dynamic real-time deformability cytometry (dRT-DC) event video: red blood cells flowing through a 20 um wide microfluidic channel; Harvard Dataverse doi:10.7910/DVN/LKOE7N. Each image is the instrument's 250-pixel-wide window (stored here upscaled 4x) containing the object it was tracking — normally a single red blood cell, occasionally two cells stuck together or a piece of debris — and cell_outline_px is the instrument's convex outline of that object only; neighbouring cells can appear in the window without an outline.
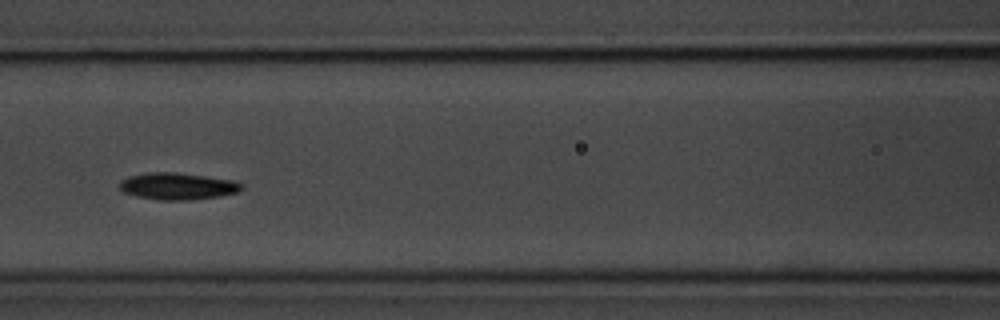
{"species": "common noctule bat (a hibernating species)", "species_latin": "Nyctalus noctula", "temperature_condition": "room temperature", "stored_images_in_passage": 9, "camera_frame_rate_fps": 3000, "um_per_image_px": 0.085, "animal": {"sex": "male", "body_mass_g": 20.1, "forearm_length_mm": 53.5}, "frame": {"image": 1, "passage_image": 6, "time_ms": 5.667, "image_size_px": [1000, 320], "cell_outline_px": [[244, 188], [236, 192], [220, 196], [188, 200], [160, 200], [136, 196], [124, 192], [120, 188], [120, 180], [128, 176], [148, 172], [176, 172], [236, 180], [244, 184]], "centroid_in_image_um": [15.12, 15.81], "position_along_channel_um": 151.5, "area_um2": 19.25}}
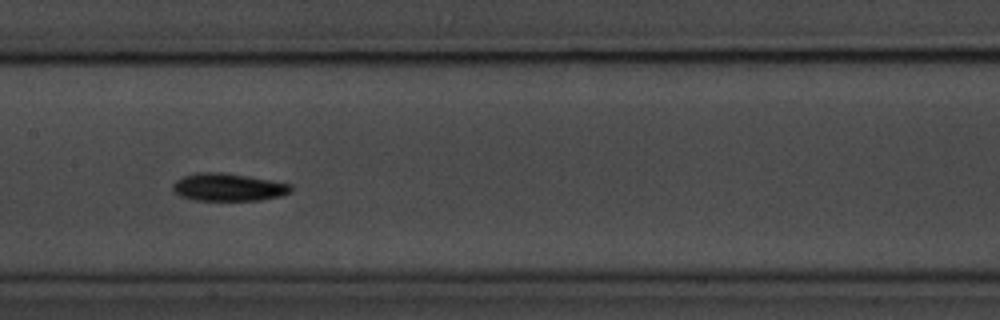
{"frame": {"image": 2, "passage_image": 7, "time_ms": 6.667, "image_size_px": [1000, 320], "cell_outline_px": [[292, 192], [280, 196], [260, 200], [192, 200], [180, 196], [172, 192], [172, 184], [180, 176], [196, 172], [224, 172], [272, 180], [292, 184]], "centroid_in_image_um": [19.36, 15.9], "position_along_channel_um": 188.0, "area_um2": 19.42}}